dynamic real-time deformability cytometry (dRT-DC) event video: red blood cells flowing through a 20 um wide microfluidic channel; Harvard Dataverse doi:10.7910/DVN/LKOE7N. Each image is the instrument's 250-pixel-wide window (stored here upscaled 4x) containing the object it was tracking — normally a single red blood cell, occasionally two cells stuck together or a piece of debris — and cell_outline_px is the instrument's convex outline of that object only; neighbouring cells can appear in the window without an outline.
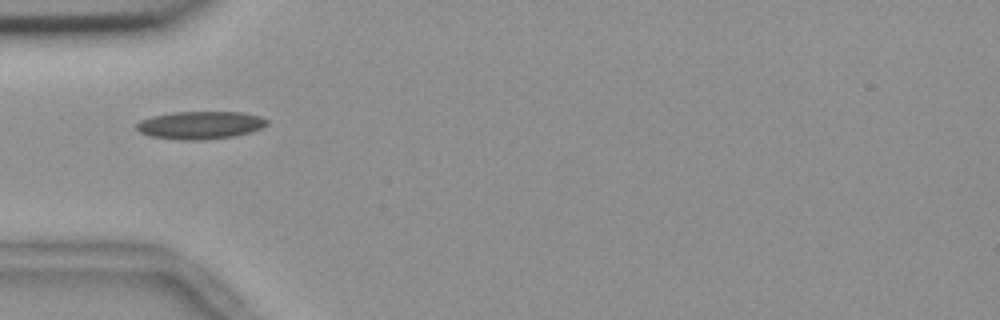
{"species": "common noctule bat (a hibernating species)", "species_latin": "Nyctalus noctula", "temperature_condition": "room temperature", "stored_images_in_passage": 1, "camera_frame_rate_fps": 3000, "um_per_image_px": 0.085, "animal": {"sex": "female", "body_mass_g": 18.4}, "frame": {"image": 1, "passage_image": 1, "time_ms": 0.0, "image_size_px": [1000, 320], "cell_outline_px": [[268, 124], [252, 132], [232, 136], [204, 140], [180, 140], [148, 136], [140, 132], [136, 128], [136, 124], [140, 120], [152, 116], [172, 112], [240, 112], [260, 116], [268, 120]], "centroid_in_image_um": [17.0, 10.64], "position_along_channel_um": 68.0, "area_um2": 21.21}}